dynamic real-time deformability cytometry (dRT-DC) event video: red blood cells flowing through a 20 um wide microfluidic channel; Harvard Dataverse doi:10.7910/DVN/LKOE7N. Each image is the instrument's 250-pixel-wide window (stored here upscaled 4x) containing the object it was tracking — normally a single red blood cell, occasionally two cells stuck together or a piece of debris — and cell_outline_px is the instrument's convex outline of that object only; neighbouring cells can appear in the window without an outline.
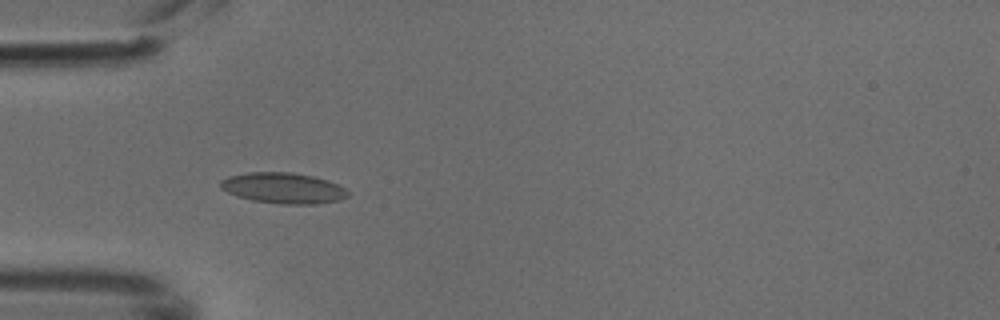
{"species": "common noctule bat (a hibernating species)", "species_latin": "Nyctalus noctula", "temperature_condition": "cold", "stored_images_in_passage": 6, "camera_frame_rate_fps": 3000, "um_per_image_px": 0.085, "animal": {"sex": "male", "body_mass_g": 18.8}, "frame": {"image": 1, "passage_image": 4, "time_ms": 1.0, "image_size_px": [1000, 320], "cell_outline_px": [[348, 196], [340, 200], [316, 204], [280, 204], [252, 200], [236, 196], [220, 188], [220, 180], [228, 176], [248, 172], [292, 172], [312, 176], [336, 184], [344, 188], [348, 192]], "centroid_in_image_um": [24.04, 15.99], "position_along_channel_um": 61.0, "area_um2": 22.77}}
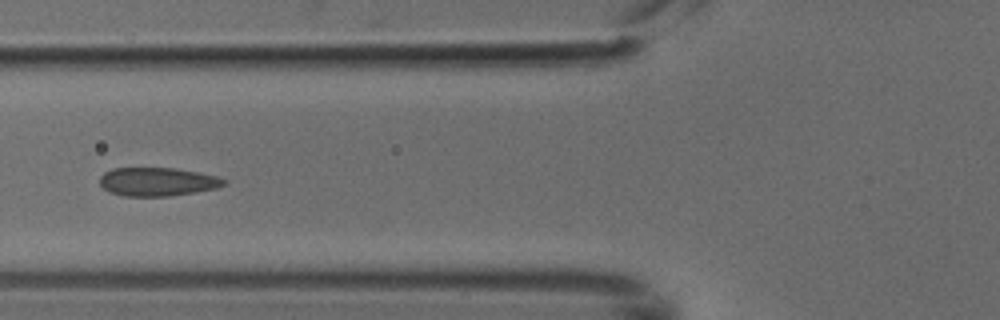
{"frame": {"image": 2, "passage_image": 5, "time_ms": 1.333, "image_size_px": [1000, 320], "cell_outline_px": [[228, 180], [224, 184], [216, 188], [196, 192], [168, 196], [124, 196], [108, 192], [100, 184], [100, 176], [104, 172], [112, 168], [176, 168], [216, 176]], "centroid_in_image_um": [13.35, 15.45], "position_along_channel_um": 112.4, "area_um2": 20.63}}
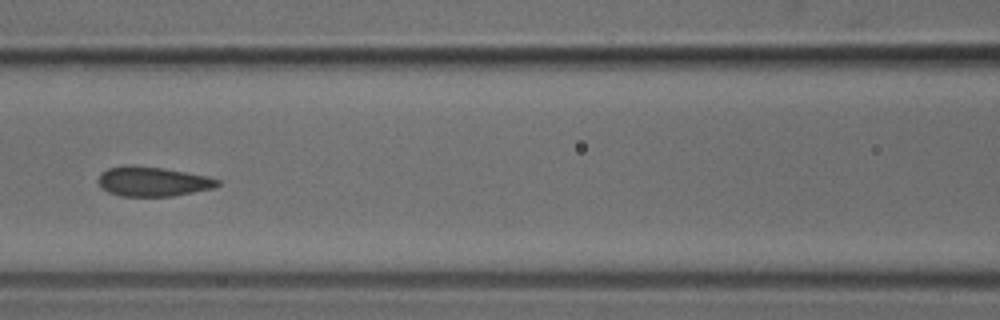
{"frame": {"image": 3, "passage_image": 6, "time_ms": 1.667, "image_size_px": [1000, 320], "cell_outline_px": [[220, 184], [216, 188], [172, 196], [120, 196], [108, 192], [100, 188], [96, 180], [100, 172], [108, 168], [128, 164], [132, 164], [164, 168], [208, 176], [220, 180]], "centroid_in_image_um": [12.95, 15.42], "position_along_channel_um": 153.7, "area_um2": 21.04}}